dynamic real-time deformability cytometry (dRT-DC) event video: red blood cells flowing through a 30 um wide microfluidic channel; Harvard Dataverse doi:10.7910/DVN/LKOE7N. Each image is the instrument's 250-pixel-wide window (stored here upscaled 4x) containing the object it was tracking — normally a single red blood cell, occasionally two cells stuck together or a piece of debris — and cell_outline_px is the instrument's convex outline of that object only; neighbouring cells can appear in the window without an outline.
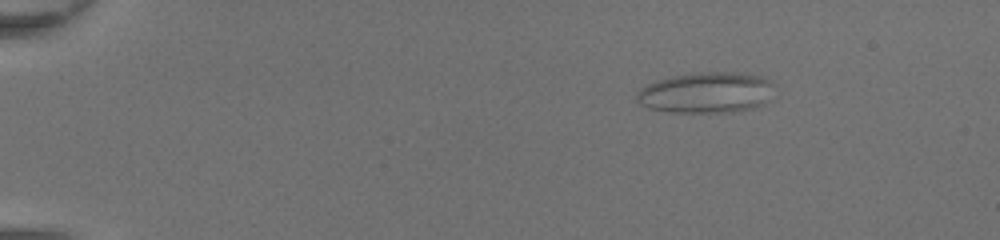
{"species": "common noctule bat (a hibernating species)", "species_latin": "Nyctalus noctula", "temperature_condition": "room temperature", "stored_images_in_passage": 48, "camera_frame_rate_fps": 3000, "um_per_image_px": 0.085, "animal": {"sex": "female", "body_mass_g": 20.0, "forearm_length_mm": 54.0}, "frame": {"image": 1, "passage_image": 8, "time_ms": 2.333, "image_size_px": [1000, 240], "cell_outline_px": [[776, 84], [768, 100], [764, 104], [752, 108], [736, 112], [672, 112], [648, 108], [640, 104], [636, 100], [636, 92], [640, 88], [656, 80], [672, 76], [692, 72], [740, 72], [760, 76]], "centroid_in_image_um": [60.04, 7.86], "position_along_channel_um": 25.0, "area_um2": 33.18}}
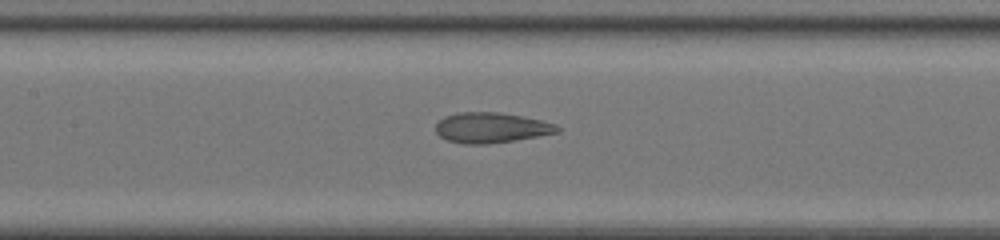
{"frame": {"image": 2, "passage_image": 25, "time_ms": 8.0, "image_size_px": [1000, 240], "cell_outline_px": [[560, 132], [488, 144], [464, 144], [448, 140], [440, 136], [436, 132], [436, 124], [444, 116], [460, 112], [500, 112], [540, 120], [556, 124], [560, 128]], "centroid_in_image_um": [41.73, 10.85], "position_along_channel_um": 165.7, "area_um2": 21.27}}
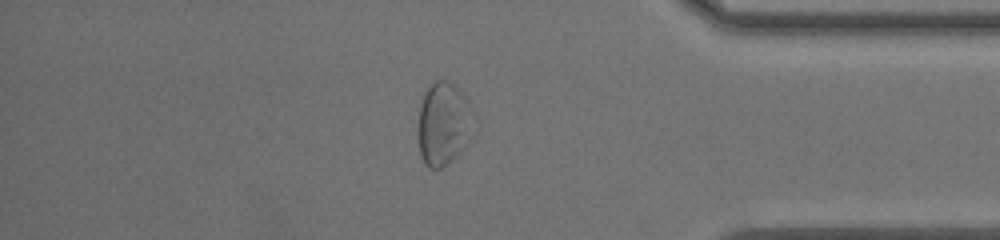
{"frame": {"image": 3, "passage_image": 42, "time_ms": 13.667, "image_size_px": [1000, 240], "cell_outline_px": [[480, 128], [472, 140], [468, 144], [440, 168], [428, 168], [424, 164], [420, 152], [416, 132], [420, 104], [424, 92], [428, 84], [432, 80], [448, 80], [468, 100], [476, 112], [480, 120]], "centroid_in_image_um": [37.78, 10.49], "position_along_channel_um": 397.4, "area_um2": 28.55}, "authors_computed_cell_mechanics": {"area_um2": 27.5995, "velocity_mm_per_s": 4.4274, "shape_relaxation_time_tau1_ms": null, "shape_relaxation_time_tau2_ms": 1.0192, "deformation_change_tau1": null, "deformation_change_tau2": 0.0751}}